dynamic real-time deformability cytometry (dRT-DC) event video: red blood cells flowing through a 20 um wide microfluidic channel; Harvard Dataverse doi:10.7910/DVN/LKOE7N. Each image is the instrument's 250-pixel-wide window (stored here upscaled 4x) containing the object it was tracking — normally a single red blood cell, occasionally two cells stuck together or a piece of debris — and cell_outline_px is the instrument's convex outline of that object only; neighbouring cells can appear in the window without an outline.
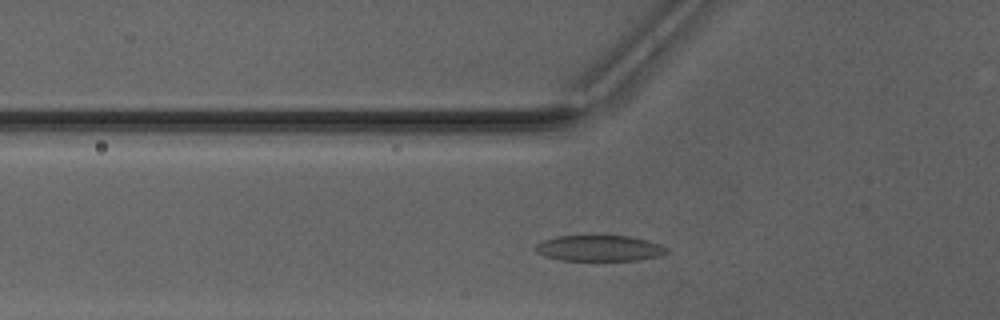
{"species": "Egyptian fruit bat (a non-hibernating species)", "species_latin": "Rousettus aegyptiacus", "temperature_condition": "warm", "stored_images_in_passage": 25, "camera_frame_rate_fps": 3000, "um_per_image_px": 0.085, "animal": {"sex": "male"}, "frame": {"image": 1, "passage_image": 5, "time_ms": 1.333, "image_size_px": [1000, 320], "cell_outline_px": [[668, 252], [660, 256], [640, 260], [560, 260], [544, 256], [536, 252], [536, 244], [544, 240], [556, 236], [604, 232], [632, 236], [648, 240], [660, 244], [668, 248]], "centroid_in_image_um": [50.97, 21.04], "position_along_channel_um": 74.8, "area_um2": 20.92}}
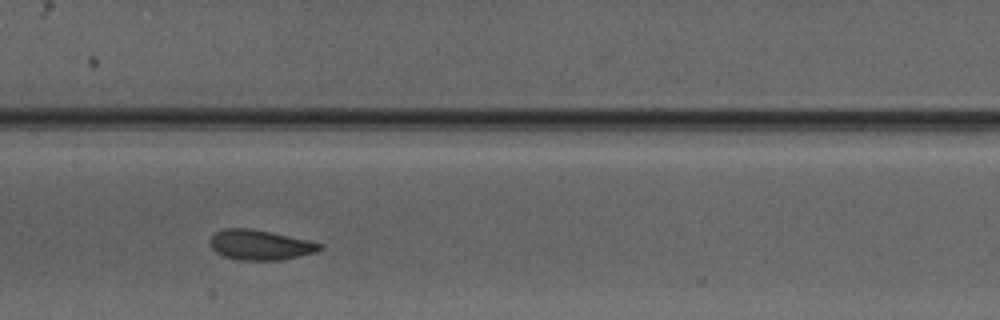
{"frame": {"image": 2, "passage_image": 13, "time_ms": 4.0, "image_size_px": [1000, 320], "cell_outline_px": [[324, 248], [316, 252], [280, 260], [236, 260], [224, 256], [216, 252], [212, 248], [208, 240], [216, 232], [224, 228], [252, 228], [272, 232], [308, 240], [324, 244]], "centroid_in_image_um": [22.11, 20.81], "position_along_channel_um": 185.3, "area_um2": 19.36}}
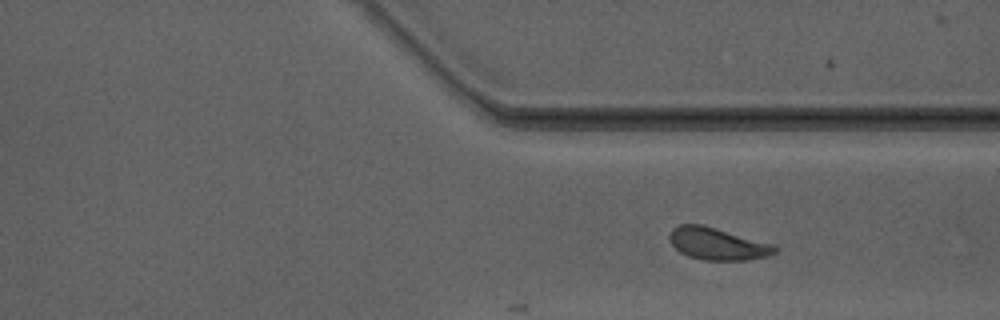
{"frame": {"image": 3, "passage_image": 25, "time_ms": 8.0, "image_size_px": [1000, 320], "cell_outline_px": [[780, 248], [776, 252], [768, 256], [744, 260], [704, 260], [688, 256], [680, 252], [672, 244], [668, 236], [672, 228], [680, 224], [704, 224], [772, 244]], "centroid_in_image_um": [60.97, 20.71], "position_along_channel_um": 350.4, "area_um2": 19.77}}